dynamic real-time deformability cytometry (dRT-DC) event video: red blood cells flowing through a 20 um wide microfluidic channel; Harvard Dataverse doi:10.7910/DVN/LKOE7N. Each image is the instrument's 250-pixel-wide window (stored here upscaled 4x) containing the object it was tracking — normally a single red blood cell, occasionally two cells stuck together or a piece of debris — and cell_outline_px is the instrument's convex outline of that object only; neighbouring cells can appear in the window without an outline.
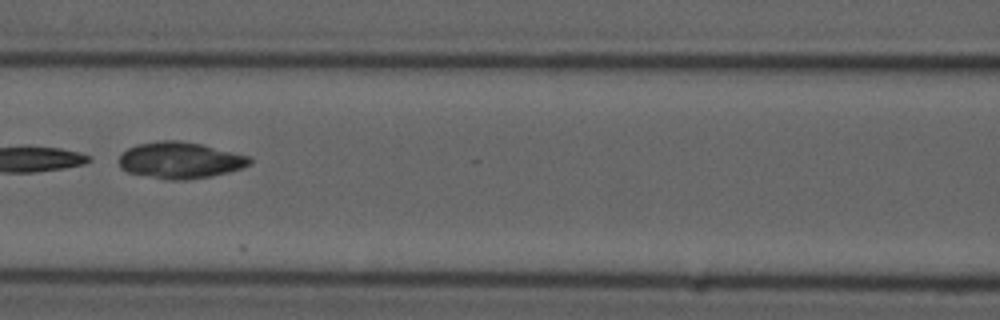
{"species": "common noctule bat (a hibernating species)", "species_latin": "Nyctalus noctula", "temperature_condition": "cold", "stored_images_in_passage": 15, "camera_frame_rate_fps": 3000, "um_per_image_px": 0.085, "animal": {"sex": "male", "forearm_length_mm": 52.5}, "frame": {"image": 1, "passage_image": 8, "time_ms": 2.333, "image_size_px": [1000, 320], "cell_outline_px": [[252, 164], [244, 168], [212, 176], [188, 180], [164, 180], [128, 172], [120, 168], [120, 156], [128, 148], [136, 144], [164, 140], [176, 140], [200, 144], [248, 156], [252, 160]], "centroid_in_image_um": [15.32, 13.64], "position_along_channel_um": 151.3, "area_um2": 27.74}}